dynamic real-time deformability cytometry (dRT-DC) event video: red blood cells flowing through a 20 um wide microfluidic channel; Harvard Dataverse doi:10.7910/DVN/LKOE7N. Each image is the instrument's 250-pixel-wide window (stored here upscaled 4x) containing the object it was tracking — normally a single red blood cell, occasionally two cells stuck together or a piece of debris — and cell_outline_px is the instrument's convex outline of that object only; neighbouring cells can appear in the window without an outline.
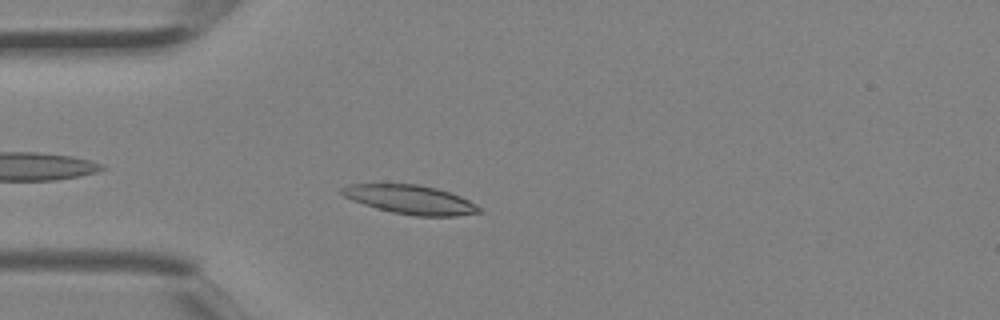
{"species": "Egyptian fruit bat (a non-hibernating species)", "species_latin": "Rousettus aegyptiacus", "temperature_condition": "room temperature", "stored_images_in_passage": 2, "camera_frame_rate_fps": 3000, "um_per_image_px": 0.085, "animal": {"sex": "female"}, "frame": {"image": 1, "passage_image": 2, "time_ms": 0.333, "image_size_px": [1000, 320], "cell_outline_px": [[484, 212], [456, 216], [416, 216], [392, 212], [376, 208], [352, 200], [344, 196], [340, 192], [340, 188], [348, 184], [420, 184], [436, 188], [460, 196], [476, 204]], "centroid_in_image_um": [34.89, 16.96], "position_along_channel_um": 50.1, "area_um2": 23.12}}